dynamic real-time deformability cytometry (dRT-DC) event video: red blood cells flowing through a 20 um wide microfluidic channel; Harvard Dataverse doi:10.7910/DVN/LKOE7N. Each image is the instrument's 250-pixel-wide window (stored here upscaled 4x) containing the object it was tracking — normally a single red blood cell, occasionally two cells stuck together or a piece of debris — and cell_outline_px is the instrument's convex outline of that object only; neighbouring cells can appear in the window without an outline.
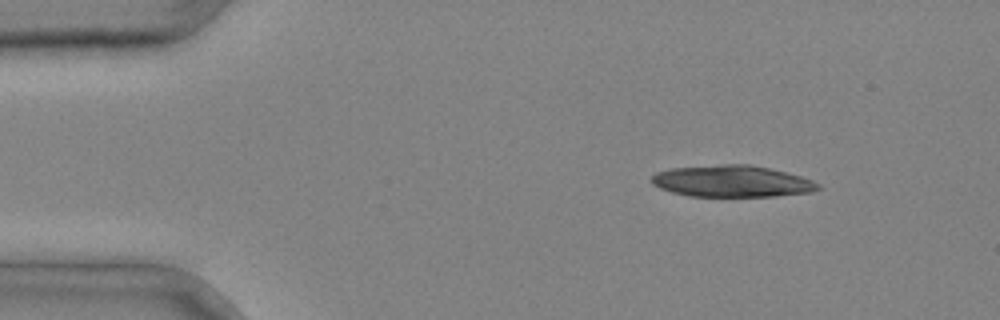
{"species": "common noctule bat (a hibernating species)", "species_latin": "Nyctalus noctula", "temperature_condition": "cold", "stored_images_in_passage": 4, "segment_of_instrument_passage": [2, 2], "camera_frame_rate_fps": 3000, "um_per_image_px": 0.085, "animal": {"sex": "male", "body_mass_g": 20.4}, "frame": {"image": 1, "passage_image": 4, "time_ms": 1.0, "image_size_px": [1000, 320], "cell_outline_px": [[820, 188], [812, 192], [776, 196], [688, 196], [672, 192], [660, 188], [652, 184], [648, 180], [656, 172], [672, 168], [720, 164], [748, 164], [768, 168], [800, 176], [812, 180], [820, 184]], "centroid_in_image_um": [62.18, 15.4], "position_along_channel_um": 22.8, "area_um2": 30.69}}